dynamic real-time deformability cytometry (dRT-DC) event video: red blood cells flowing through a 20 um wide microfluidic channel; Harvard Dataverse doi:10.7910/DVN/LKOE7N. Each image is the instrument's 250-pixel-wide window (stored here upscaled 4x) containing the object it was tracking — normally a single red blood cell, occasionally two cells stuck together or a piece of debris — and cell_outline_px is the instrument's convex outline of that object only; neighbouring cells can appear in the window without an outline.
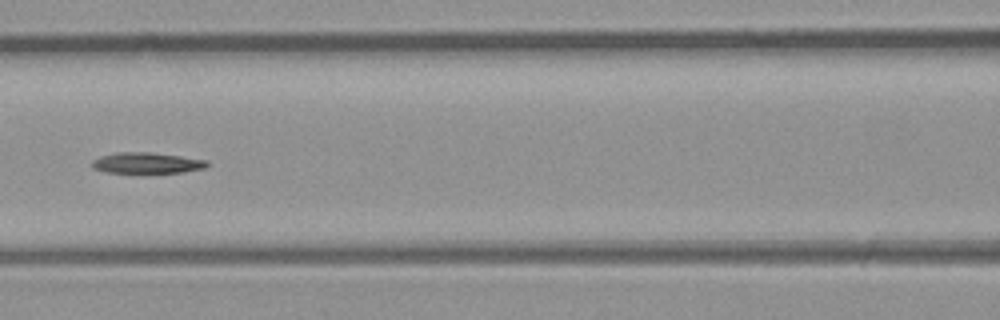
{"species": "common noctule bat (a hibernating species)", "species_latin": "Nyctalus noctula", "temperature_condition": "room temperature", "stored_images_in_passage": 37, "camera_frame_rate_fps": 3000, "um_per_image_px": 0.085, "animal": {"sex": "male", "body_mass_g": 23.1, "forearm_length_mm": 52.7}, "frame": {"image": 1, "passage_image": 11, "time_ms": 3.333, "image_size_px": [1000, 320], "cell_outline_px": [[208, 164], [204, 168], [184, 172], [104, 172], [92, 168], [92, 160], [100, 156], [116, 152], [152, 152], [208, 160]], "centroid_in_image_um": [12.45, 13.84], "position_along_channel_um": 154.1, "area_um2": 13.93}}
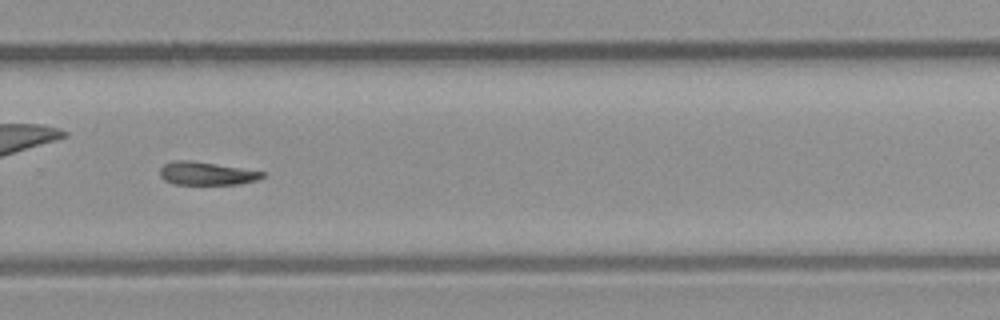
{"frame": {"image": 2, "passage_image": 22, "time_ms": 7.0, "image_size_px": [1000, 320], "cell_outline_px": [[264, 176], [256, 180], [240, 184], [172, 184], [164, 180], [160, 176], [160, 168], [164, 164], [172, 160], [192, 160], [264, 172]], "centroid_in_image_um": [17.49, 14.74], "position_along_channel_um": 312.3, "area_um2": 13.76}}
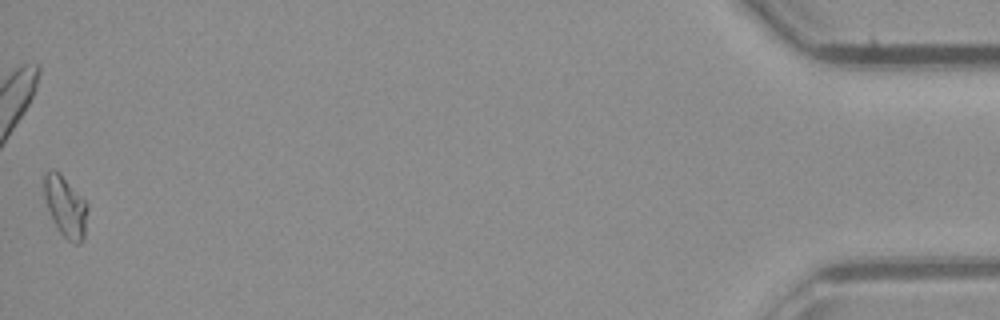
{"frame": {"image": 3, "passage_image": 37, "time_ms": 12.0, "image_size_px": [1000, 320], "cell_outline_px": [[88, 208], [84, 240], [80, 244], [72, 244], [60, 232], [48, 208], [44, 196], [44, 172], [60, 172], [88, 204]], "centroid_in_image_um": [5.6, 17.59], "position_along_channel_um": 429.6, "area_um2": 15.2}}